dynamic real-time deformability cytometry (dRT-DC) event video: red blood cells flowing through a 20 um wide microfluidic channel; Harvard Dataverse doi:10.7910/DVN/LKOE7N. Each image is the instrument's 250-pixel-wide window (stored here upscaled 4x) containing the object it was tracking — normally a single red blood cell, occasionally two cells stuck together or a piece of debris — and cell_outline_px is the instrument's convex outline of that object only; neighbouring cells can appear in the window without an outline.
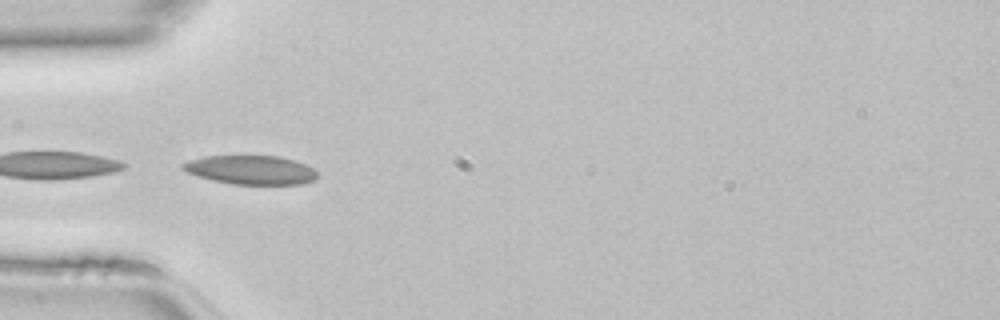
{"species": "common noctule bat (a hibernating species)", "species_latin": "Nyctalus noctula", "temperature_condition": "room temperature", "stored_images_in_passage": 19, "camera_frame_rate_fps": 3000, "um_per_image_px": 0.085, "animal": {"sex": "female", "body_mass_g": 22.7, "forearm_length_mm": 54.2}, "frame": {"image": 1, "passage_image": 1, "time_ms": 0.0, "image_size_px": [1000, 320], "cell_outline_px": [[316, 180], [300, 184], [232, 184], [212, 180], [184, 172], [180, 168], [180, 164], [188, 160], [204, 156], [280, 156], [296, 160], [308, 164], [316, 172]], "centroid_in_image_um": [21.29, 14.43], "position_along_channel_um": 63.7, "area_um2": 22.95}}